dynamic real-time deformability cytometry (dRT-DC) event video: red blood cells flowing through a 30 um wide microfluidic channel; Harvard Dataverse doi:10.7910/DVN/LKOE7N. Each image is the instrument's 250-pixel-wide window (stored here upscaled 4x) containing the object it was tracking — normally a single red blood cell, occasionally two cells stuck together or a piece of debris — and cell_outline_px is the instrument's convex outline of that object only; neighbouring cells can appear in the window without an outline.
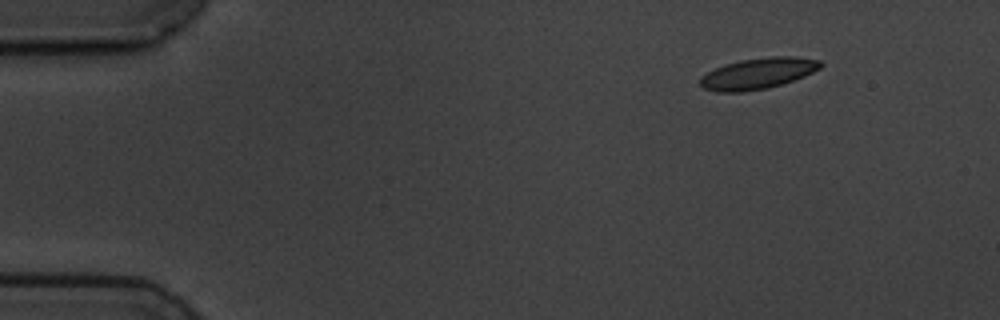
{"species": "common noctule bat (a hibernating species)", "species_latin": "Nyctalus noctula", "temperature_condition": "cold", "stored_images_in_passage": 5, "camera_frame_rate_fps": 3000, "um_per_image_px": 0.085, "animal": {"sex": "male", "body_mass_g": 19.5, "forearm_length_mm": 54.6}, "frame": {"image": 1, "passage_image": 1, "time_ms": 0.0, "image_size_px": [1000, 320], "cell_outline_px": [[824, 64], [820, 68], [804, 76], [768, 88], [740, 92], [716, 92], [704, 88], [700, 84], [700, 76], [716, 68], [740, 60], [772, 56], [796, 56], [820, 60]], "centroid_in_image_um": [64.44, 6.24], "position_along_channel_um": 20.6, "area_um2": 21.62}}
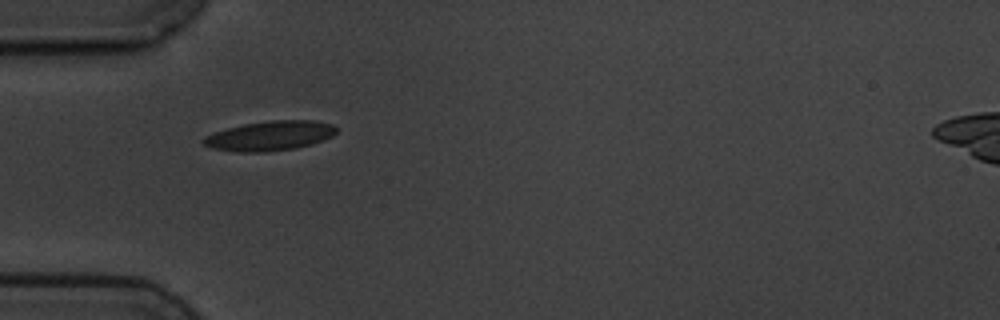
{"frame": {"image": 2, "passage_image": 4, "time_ms": 3.667, "image_size_px": [1000, 320], "cell_outline_px": [[336, 132], [332, 136], [312, 144], [296, 148], [264, 152], [240, 152], [212, 148], [204, 144], [200, 140], [204, 136], [228, 128], [244, 124], [272, 120], [312, 120], [332, 124], [336, 128]], "centroid_in_image_um": [22.93, 11.54], "position_along_channel_um": 62.1, "area_um2": 22.83}}
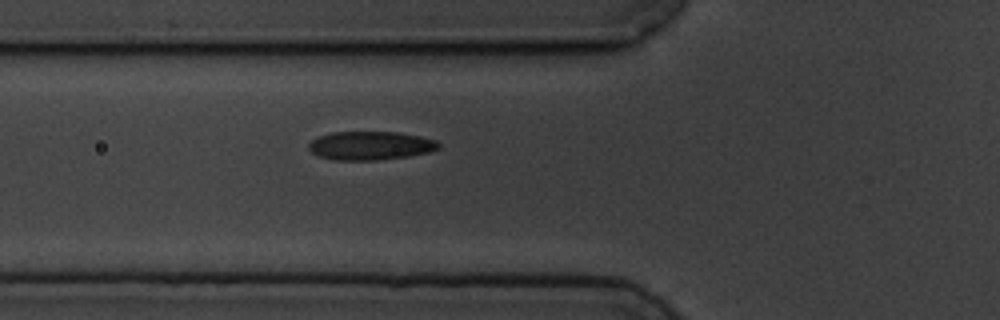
{"frame": {"image": 3, "passage_image": 5, "time_ms": 4.667, "image_size_px": [1000, 320], "cell_outline_px": [[440, 148], [428, 152], [408, 156], [376, 160], [332, 160], [320, 156], [312, 152], [308, 148], [308, 144], [316, 136], [332, 132], [400, 132], [420, 136], [436, 140], [440, 144]], "centroid_in_image_um": [31.47, 12.37], "position_along_channel_um": 94.3, "area_um2": 21.73}}